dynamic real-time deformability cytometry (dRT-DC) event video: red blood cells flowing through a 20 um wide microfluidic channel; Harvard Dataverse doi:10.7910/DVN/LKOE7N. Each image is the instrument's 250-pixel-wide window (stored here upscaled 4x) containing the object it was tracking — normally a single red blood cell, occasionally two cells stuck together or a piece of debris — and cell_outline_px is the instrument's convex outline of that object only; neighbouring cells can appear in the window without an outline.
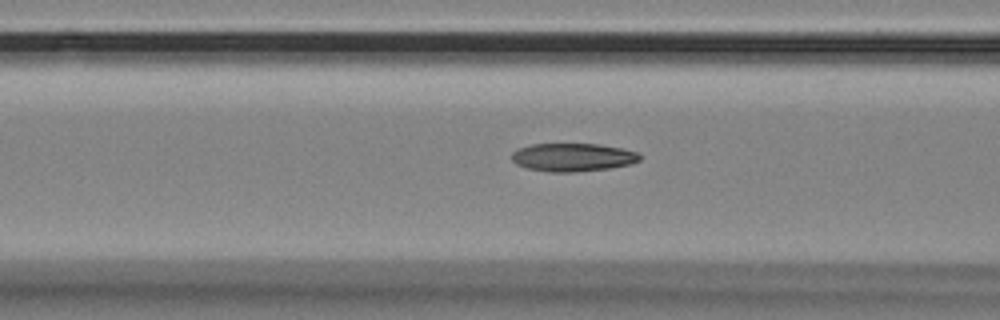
{"species": "Egyptian fruit bat (a non-hibernating species)", "species_latin": "Rousettus aegyptiacus", "temperature_condition": "room temperature", "stored_images_in_passage": 40, "camera_frame_rate_fps": 3000, "um_per_image_px": 0.085, "animal": {"sex": "female"}, "frame": {"image": 1, "passage_image": 6, "time_ms": 1.667, "image_size_px": [1000, 320], "cell_outline_px": [[640, 160], [632, 164], [608, 168], [576, 172], [548, 172], [524, 168], [516, 164], [512, 160], [512, 152], [516, 148], [532, 144], [600, 144], [620, 148], [636, 152], [640, 156]], "centroid_in_image_um": [48.63, 13.37], "position_along_channel_um": 118.0, "area_um2": 21.15}}
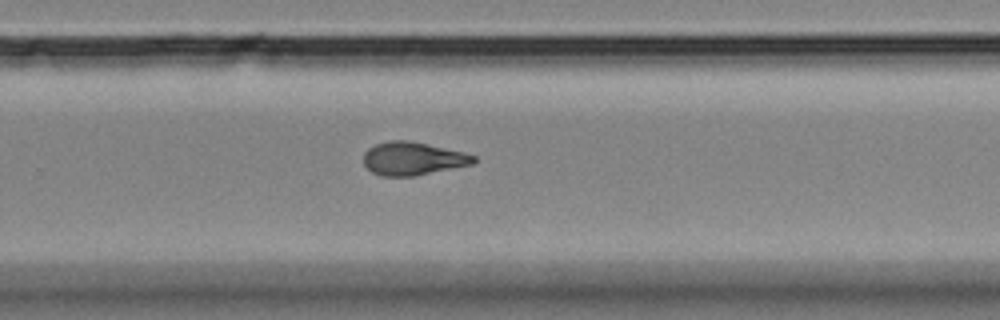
{"frame": {"image": 2, "passage_image": 21, "time_ms": 6.667, "image_size_px": [1000, 320], "cell_outline_px": [[476, 160], [472, 164], [412, 176], [380, 176], [372, 172], [364, 164], [364, 152], [368, 148], [376, 144], [392, 140], [408, 140], [464, 152], [476, 156]], "centroid_in_image_um": [35.07, 13.47], "position_along_channel_um": 294.7, "area_um2": 21.04}}
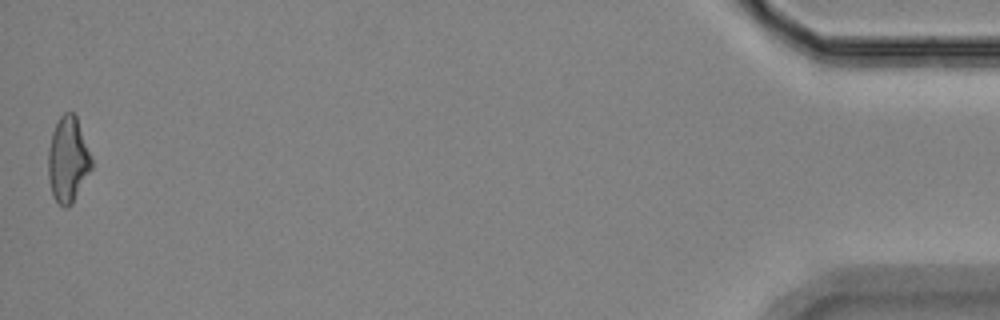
{"frame": {"image": 3, "passage_image": 40, "time_ms": 13.0, "image_size_px": [1000, 320], "cell_outline_px": [[92, 168], [72, 204], [68, 208], [64, 208], [52, 196], [48, 180], [48, 148], [52, 132], [60, 116], [64, 112], [72, 112], [76, 116], [92, 160]], "centroid_in_image_um": [5.75, 13.6], "position_along_channel_um": 429.4, "area_um2": 21.56}, "authors_computed_cell_mechanics": {"area_um2": 21.2415, "velocity_mm_per_s": 3.5322, "shape_relaxation_time_tau1_ms": 6.0244, "shape_relaxation_time_tau2_ms": 3.0729, "deformation_change_tau1": 0.1504, "deformation_change_tau2": 0.1089}}